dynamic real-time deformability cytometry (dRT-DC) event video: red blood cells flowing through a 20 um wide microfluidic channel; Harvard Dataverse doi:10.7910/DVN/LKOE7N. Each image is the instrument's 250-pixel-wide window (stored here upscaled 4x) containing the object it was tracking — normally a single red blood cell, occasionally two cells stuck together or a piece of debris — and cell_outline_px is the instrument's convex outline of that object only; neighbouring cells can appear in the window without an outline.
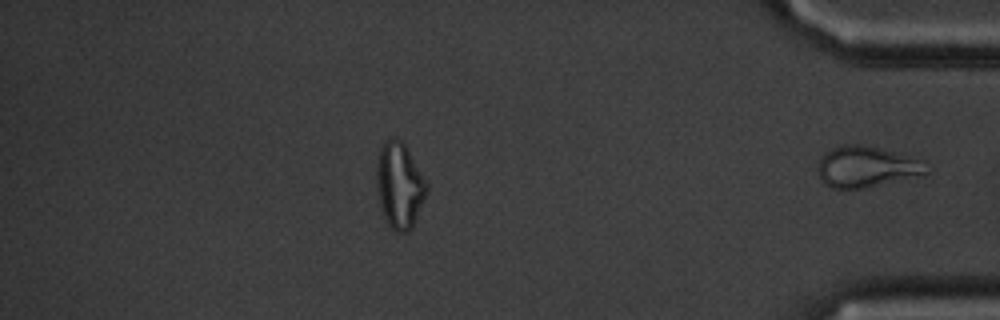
{"species": "common noctule bat (a hibernating species)", "species_latin": "Nyctalus noctula", "temperature_condition": "cold", "stored_images_in_passage": 36, "segment_of_instrument_passage": [2, 2], "camera_frame_rate_fps": 3000, "um_per_image_px": 0.085, "animal": {"sex": "male", "body_mass_g": 20.1, "forearm_length_mm": 53.5}, "frame": {"image": 1, "passage_image": 36, "time_ms": 11.667, "image_size_px": [1000, 320], "cell_outline_px": [[928, 172], [864, 188], [832, 188], [824, 184], [816, 168], [820, 160], [832, 148], [844, 144], [864, 144], [928, 160]], "centroid_in_image_um": [73.67, 14.15], "position_along_channel_um": 361.5, "area_um2": 25.78}}